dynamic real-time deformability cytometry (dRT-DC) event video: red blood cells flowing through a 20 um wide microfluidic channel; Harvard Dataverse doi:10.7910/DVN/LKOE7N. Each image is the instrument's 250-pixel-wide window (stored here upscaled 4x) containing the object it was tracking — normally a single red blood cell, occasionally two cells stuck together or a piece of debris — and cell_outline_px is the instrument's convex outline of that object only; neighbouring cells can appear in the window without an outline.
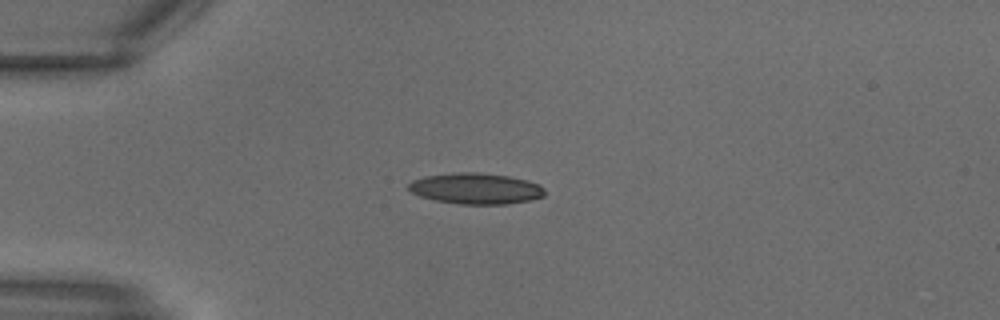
{"species": "common noctule bat (a hibernating species)", "species_latin": "Nyctalus noctula", "temperature_condition": "warm", "stored_images_in_passage": 14, "camera_frame_rate_fps": 3000, "um_per_image_px": 0.085, "animal": {"sex": "male", "body_mass_g": 18.8}, "frame": {"image": 1, "passage_image": 7, "time_ms": 2.0, "image_size_px": [1000, 320], "cell_outline_px": [[544, 196], [528, 200], [508, 204], [460, 204], [436, 200], [420, 196], [412, 192], [408, 188], [408, 184], [412, 180], [424, 176], [456, 172], [480, 172], [508, 176], [528, 180], [540, 184], [544, 188]], "centroid_in_image_um": [40.45, 16.01], "position_along_channel_um": 44.6, "area_um2": 24.62}}
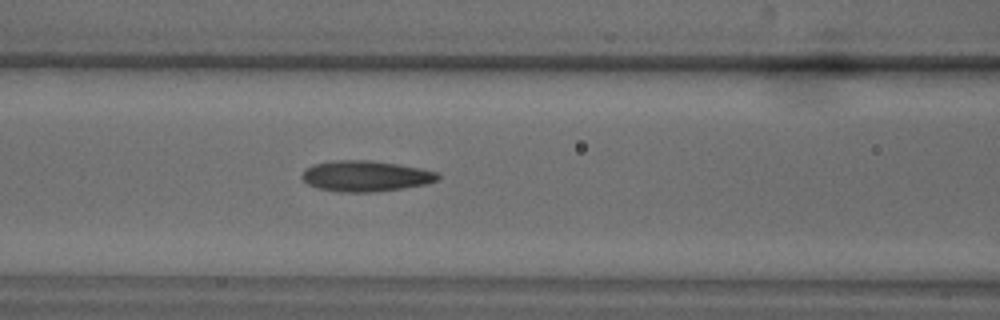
{"frame": {"image": 2, "passage_image": 12, "time_ms": 3.667, "image_size_px": [1000, 320], "cell_outline_px": [[440, 176], [436, 180], [424, 184], [404, 188], [372, 192], [340, 192], [320, 188], [308, 184], [300, 176], [304, 168], [312, 164], [332, 160], [372, 160], [400, 164], [420, 168], [436, 172]], "centroid_in_image_um": [31.03, 14.95], "position_along_channel_um": 135.6, "area_um2": 24.45}}
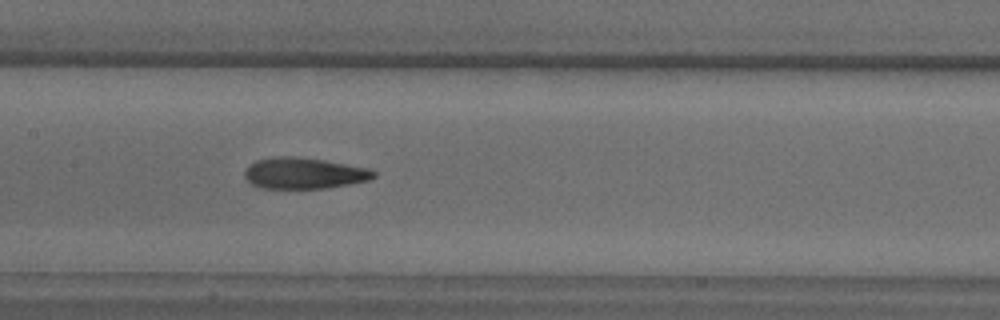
{"frame": {"image": 3, "passage_image": 14, "time_ms": 4.333, "image_size_px": [1000, 320], "cell_outline_px": [[376, 176], [368, 180], [348, 184], [324, 188], [260, 188], [252, 184], [244, 176], [244, 172], [248, 164], [256, 160], [272, 156], [296, 156], [324, 160], [368, 168], [376, 172]], "centroid_in_image_um": [25.8, 14.71], "position_along_channel_um": 181.6, "area_um2": 23.47}}